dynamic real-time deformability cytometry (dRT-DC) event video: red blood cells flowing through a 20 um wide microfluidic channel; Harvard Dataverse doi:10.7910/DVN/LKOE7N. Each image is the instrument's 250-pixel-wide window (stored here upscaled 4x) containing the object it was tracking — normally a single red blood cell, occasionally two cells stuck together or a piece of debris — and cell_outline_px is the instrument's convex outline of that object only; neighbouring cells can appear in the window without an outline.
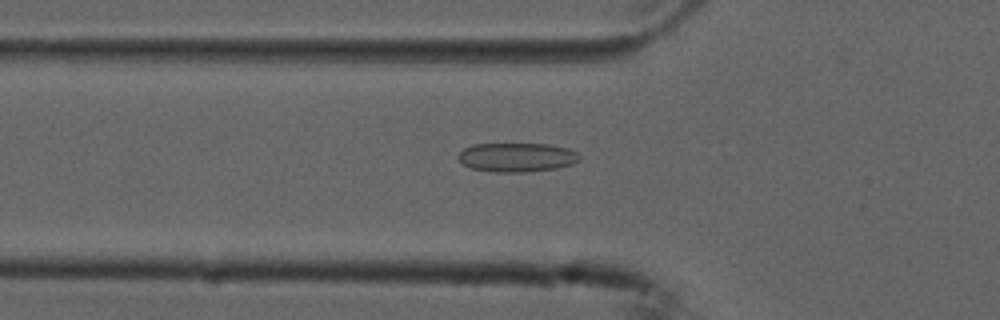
{"species": "common noctule bat (a hibernating species)", "species_latin": "Nyctalus noctula", "temperature_condition": "cold", "stored_images_in_passage": 54, "camera_frame_rate_fps": 3000, "um_per_image_px": 0.085, "animal": {"sex": "male", "forearm_length_mm": 52.5}, "frame": {"image": 1, "passage_image": 18, "time_ms": 5.667, "image_size_px": [1000, 320], "cell_outline_px": [[580, 160], [572, 164], [556, 168], [524, 172], [496, 172], [472, 168], [464, 164], [456, 156], [464, 148], [472, 144], [548, 144], [568, 148], [576, 152], [580, 156]], "centroid_in_image_um": [43.93, 13.36], "position_along_channel_um": 81.9, "area_um2": 20.46}}
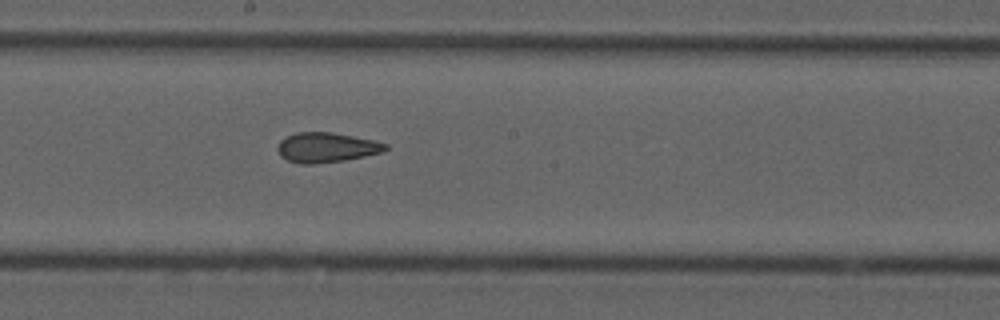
{"frame": {"image": 2, "passage_image": 29, "time_ms": 9.333, "image_size_px": [1000, 320], "cell_outline_px": [[388, 148], [384, 152], [344, 160], [312, 164], [300, 164], [288, 160], [280, 156], [276, 148], [280, 140], [296, 132], [328, 132], [352, 136], [372, 140], [388, 144]], "centroid_in_image_um": [27.73, 12.54], "position_along_channel_um": 220.5, "area_um2": 18.67}}
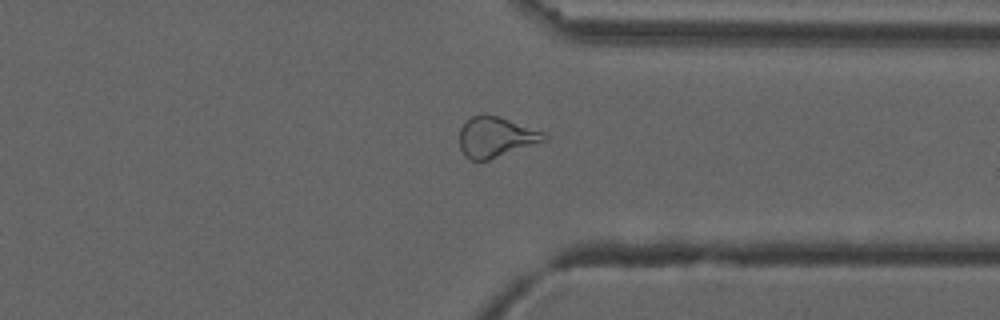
{"frame": {"image": 3, "passage_image": 41, "time_ms": 13.333, "image_size_px": [1000, 320], "cell_outline_px": [[548, 140], [488, 160], [472, 160], [460, 148], [460, 128], [472, 116], [484, 112], [500, 116], [544, 132], [548, 136]], "centroid_in_image_um": [42.17, 11.62], "position_along_channel_um": 369.2, "area_um2": 19.94}, "authors_computed_cell_mechanics": {"area_um2": 21.097, "velocity_mm_per_s": 3.7569, "shape_relaxation_time_tau1_ms": null, "shape_relaxation_time_tau2_ms": 3.0444, "deformation_change_tau1": null, "deformation_change_tau2": 0.0991}}